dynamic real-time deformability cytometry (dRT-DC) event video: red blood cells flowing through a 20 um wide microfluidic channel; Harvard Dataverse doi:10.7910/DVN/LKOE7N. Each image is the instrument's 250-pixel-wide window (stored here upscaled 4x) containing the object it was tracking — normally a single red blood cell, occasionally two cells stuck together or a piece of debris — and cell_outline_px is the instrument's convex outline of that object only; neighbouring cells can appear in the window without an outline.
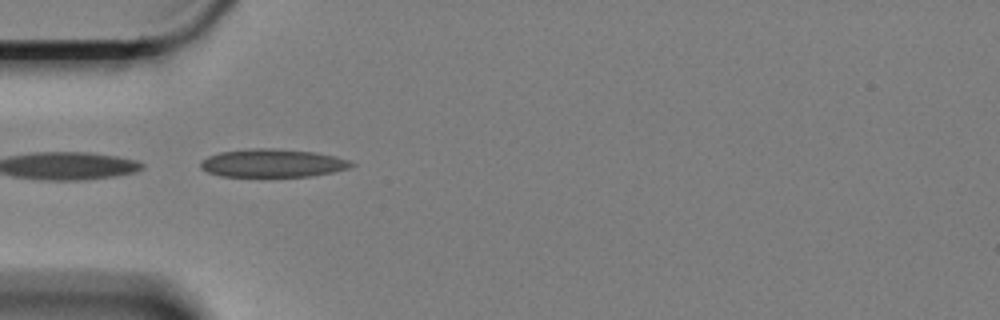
{"species": "Egyptian fruit bat (a non-hibernating species)", "species_latin": "Rousettus aegyptiacus", "temperature_condition": "cold", "stored_images_in_passage": 16, "camera_frame_rate_fps": 3000, "um_per_image_px": 0.085, "animal": {"sex": "female"}, "frame": {"image": 1, "passage_image": 1, "time_ms": 0.0, "image_size_px": [1000, 320], "cell_outline_px": [[356, 164], [348, 168], [332, 172], [308, 176], [220, 176], [208, 172], [200, 168], [200, 160], [208, 156], [220, 152], [248, 148], [272, 148], [316, 152], [336, 156], [348, 160]], "centroid_in_image_um": [23.14, 13.85], "position_along_channel_um": 61.9, "area_um2": 24.74}}